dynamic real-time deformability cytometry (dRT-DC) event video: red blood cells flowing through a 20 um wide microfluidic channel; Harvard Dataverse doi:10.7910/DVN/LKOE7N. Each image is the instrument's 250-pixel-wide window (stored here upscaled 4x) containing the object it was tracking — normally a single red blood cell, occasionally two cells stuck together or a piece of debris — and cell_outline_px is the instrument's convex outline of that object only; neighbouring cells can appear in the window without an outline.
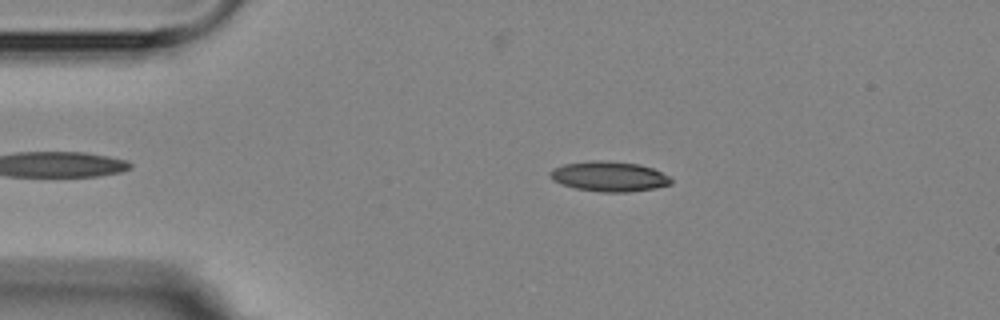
{"species": "Egyptian fruit bat (a non-hibernating species)", "species_latin": "Rousettus aegyptiacus", "temperature_condition": "room temperature", "stored_images_in_passage": 4, "camera_frame_rate_fps": 3000, "um_per_image_px": 0.085, "animal": {"sex": "female"}, "frame": {"image": 1, "passage_image": 2, "time_ms": 1.0, "image_size_px": [1000, 320], "cell_outline_px": [[672, 184], [656, 188], [628, 192], [604, 192], [576, 188], [552, 180], [548, 176], [548, 172], [552, 168], [564, 164], [588, 160], [608, 160], [640, 164], [652, 168], [668, 176], [672, 180]], "centroid_in_image_um": [51.75, 14.98], "position_along_channel_um": 33.2, "area_um2": 21.33}}
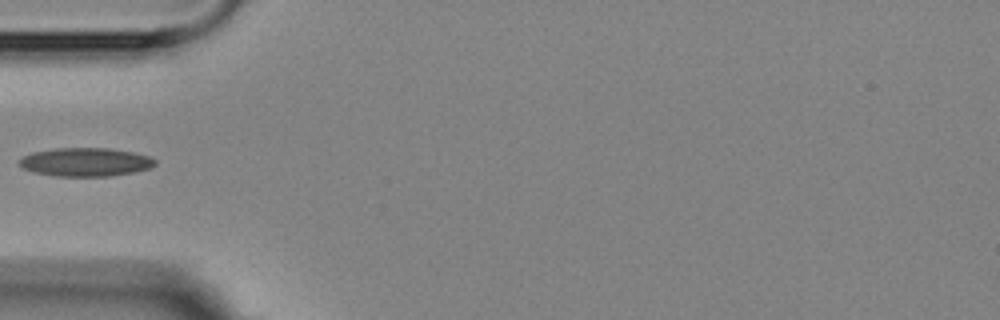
{"frame": {"image": 2, "passage_image": 3, "time_ms": 3.333, "image_size_px": [1000, 320], "cell_outline_px": [[156, 164], [148, 168], [132, 172], [108, 176], [52, 176], [32, 172], [20, 168], [20, 160], [24, 156], [32, 152], [56, 148], [108, 148], [132, 152], [148, 156], [156, 160]], "centroid_in_image_um": [7.22, 13.78], "position_along_channel_um": 77.8, "area_um2": 22.48}}
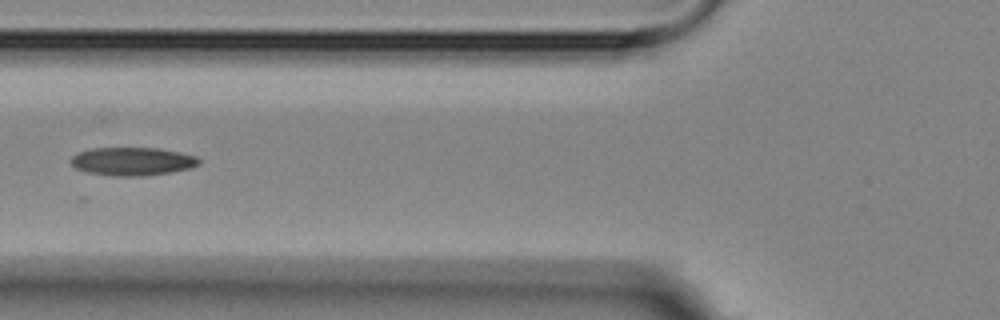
{"frame": {"image": 3, "passage_image": 4, "time_ms": 4.333, "image_size_px": [1000, 320], "cell_outline_px": [[200, 164], [192, 168], [144, 176], [112, 176], [84, 172], [76, 168], [68, 160], [76, 152], [92, 148], [160, 148], [180, 152], [196, 156], [200, 160]], "centroid_in_image_um": [11.22, 13.71], "position_along_channel_um": 114.6, "area_um2": 21.33}}